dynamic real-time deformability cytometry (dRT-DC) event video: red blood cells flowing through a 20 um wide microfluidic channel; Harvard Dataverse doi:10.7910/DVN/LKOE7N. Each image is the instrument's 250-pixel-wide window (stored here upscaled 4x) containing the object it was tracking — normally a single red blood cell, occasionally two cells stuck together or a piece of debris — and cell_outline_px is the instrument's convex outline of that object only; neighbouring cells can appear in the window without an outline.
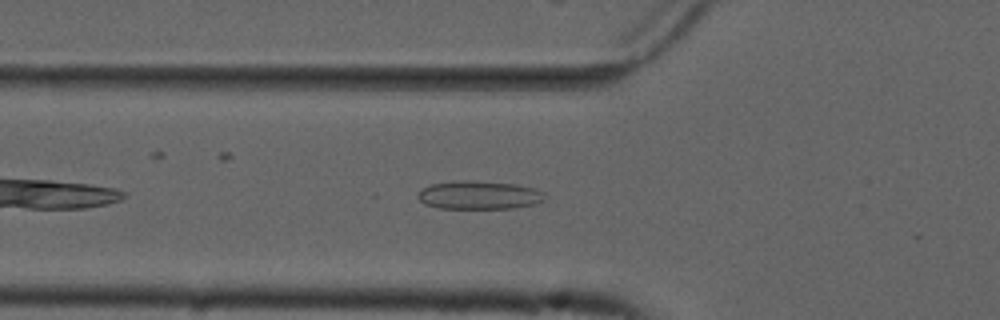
{"species": "common noctule bat (a hibernating species)", "species_latin": "Nyctalus noctula", "temperature_condition": "cold", "stored_images_in_passage": 36, "camera_frame_rate_fps": 3000, "um_per_image_px": 0.085, "animal": {"sex": "male", "forearm_length_mm": 52.5}, "frame": {"image": 1, "passage_image": 6, "time_ms": 1.667, "image_size_px": [1000, 320], "cell_outline_px": [[544, 200], [532, 204], [512, 208], [436, 208], [424, 204], [416, 196], [424, 188], [432, 184], [452, 180], [472, 180], [516, 184], [536, 188], [544, 192]], "centroid_in_image_um": [40.7, 16.57], "position_along_channel_um": 85.1, "area_um2": 21.04}}
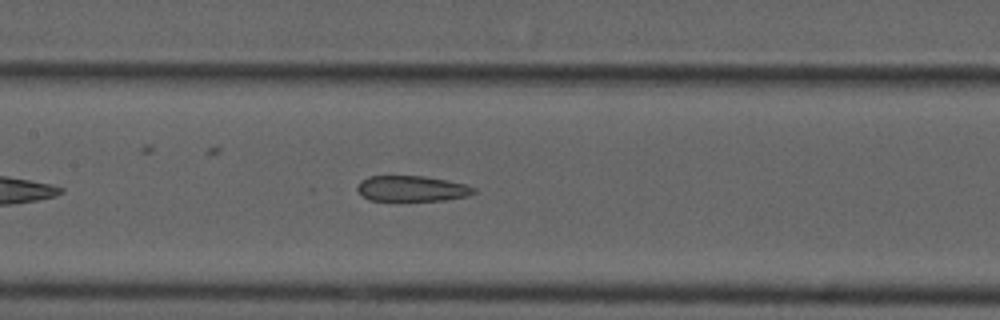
{"frame": {"image": 2, "passage_image": 13, "time_ms": 4.0, "image_size_px": [1000, 320], "cell_outline_px": [[476, 192], [468, 196], [444, 200], [368, 200], [356, 188], [360, 180], [368, 176], [424, 176], [448, 180], [464, 184], [476, 188]], "centroid_in_image_um": [35.02, 16.02], "position_along_channel_um": 172.4, "area_um2": 17.34}}
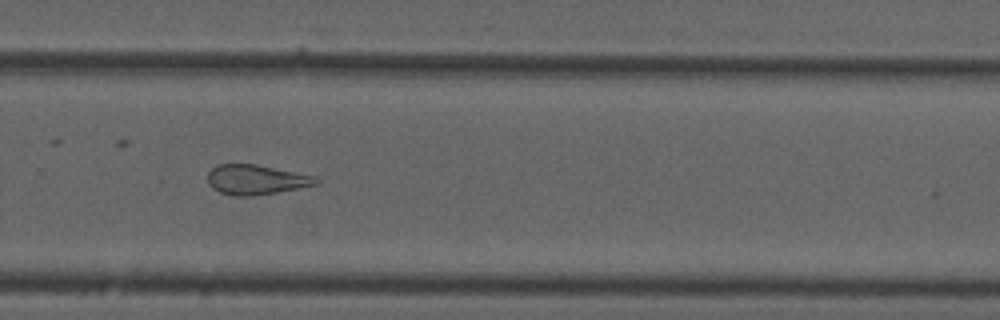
{"frame": {"image": 3, "passage_image": 24, "time_ms": 7.667, "image_size_px": [1000, 320], "cell_outline_px": [[320, 180], [316, 184], [300, 188], [252, 196], [232, 196], [220, 192], [212, 188], [208, 184], [208, 172], [216, 164], [256, 164], [316, 176]], "centroid_in_image_um": [21.75, 15.27], "position_along_channel_um": 308.1, "area_um2": 18.9}, "authors_computed_cell_mechanics": {"area_um2": 19.3341, "velocity_mm_per_s": 3.7149, "shape_relaxation_time_tau1_ms": null, "shape_relaxation_time_tau2_ms": 2.7675, "deformation_change_tau1": null, "deformation_change_tau2": 0.098}}